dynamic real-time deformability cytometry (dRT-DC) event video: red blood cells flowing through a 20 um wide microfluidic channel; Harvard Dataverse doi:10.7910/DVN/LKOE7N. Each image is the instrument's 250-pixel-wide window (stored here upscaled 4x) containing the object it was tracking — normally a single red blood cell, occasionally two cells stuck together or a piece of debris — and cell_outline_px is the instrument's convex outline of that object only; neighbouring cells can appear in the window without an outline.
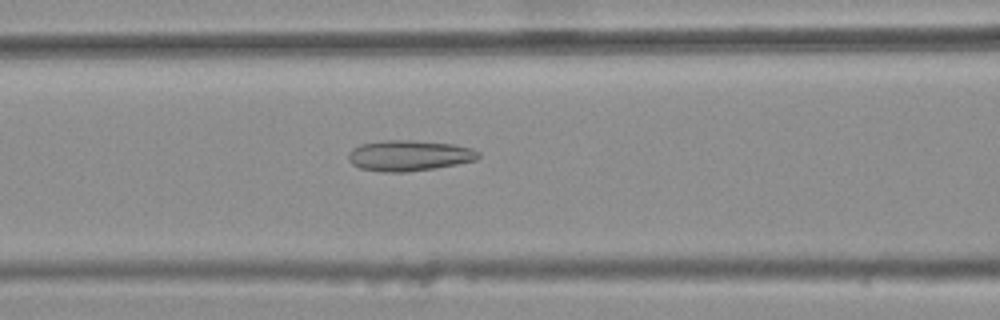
{"species": "common noctule bat (a hibernating species)", "species_latin": "Nyctalus noctula", "temperature_condition": "warm", "stored_images_in_passage": 37, "camera_frame_rate_fps": 3000, "um_per_image_px": 0.085, "animal": {"sex": "female", "body_mass_g": 25.1}, "frame": {"image": 1, "passage_image": 12, "time_ms": 3.667, "image_size_px": [1000, 320], "cell_outline_px": [[480, 156], [476, 160], [456, 164], [432, 168], [404, 172], [384, 172], [360, 168], [352, 164], [348, 160], [348, 152], [352, 148], [360, 144], [380, 140], [412, 140], [452, 144], [472, 148], [480, 152]], "centroid_in_image_um": [34.74, 13.21], "position_along_channel_um": 131.9, "area_um2": 23.29}}
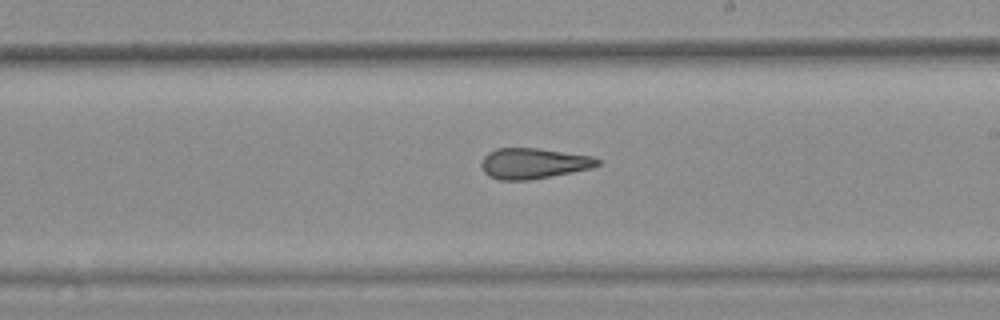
{"frame": {"image": 2, "passage_image": 21, "time_ms": 6.667, "image_size_px": [1000, 320], "cell_outline_px": [[600, 164], [592, 168], [528, 180], [500, 180], [488, 176], [484, 172], [480, 164], [484, 156], [488, 152], [496, 148], [540, 148], [592, 156], [600, 160]], "centroid_in_image_um": [45.32, 13.88], "position_along_channel_um": 243.7, "area_um2": 20.75}}
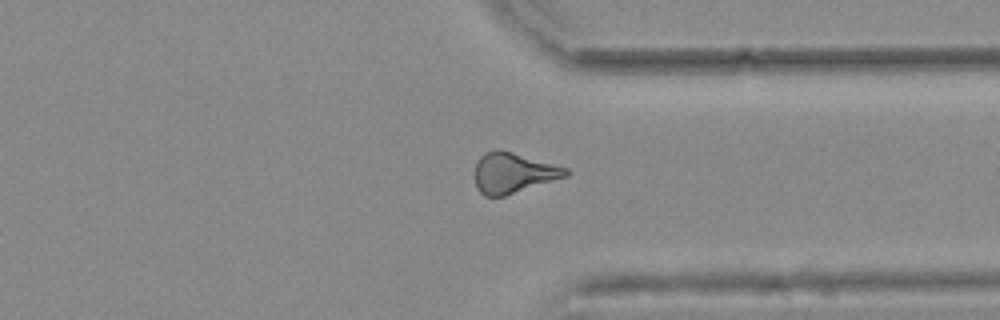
{"frame": {"image": 3, "passage_image": 31, "time_ms": 10.0, "image_size_px": [1000, 320], "cell_outline_px": [[568, 176], [504, 196], [484, 196], [476, 188], [476, 164], [480, 156], [484, 152], [496, 148], [500, 148], [568, 168]], "centroid_in_image_um": [43.62, 14.67], "position_along_channel_um": 367.8, "area_um2": 21.44}, "authors_computed_cell_mechanics": {"area_um2": 21.2704, "velocity_mm_per_s": 3.7415, "shape_relaxation_time_tau1_ms": null, "shape_relaxation_time_tau2_ms": 2.6586, "deformation_change_tau1": null, "deformation_change_tau2": 0.1403}}